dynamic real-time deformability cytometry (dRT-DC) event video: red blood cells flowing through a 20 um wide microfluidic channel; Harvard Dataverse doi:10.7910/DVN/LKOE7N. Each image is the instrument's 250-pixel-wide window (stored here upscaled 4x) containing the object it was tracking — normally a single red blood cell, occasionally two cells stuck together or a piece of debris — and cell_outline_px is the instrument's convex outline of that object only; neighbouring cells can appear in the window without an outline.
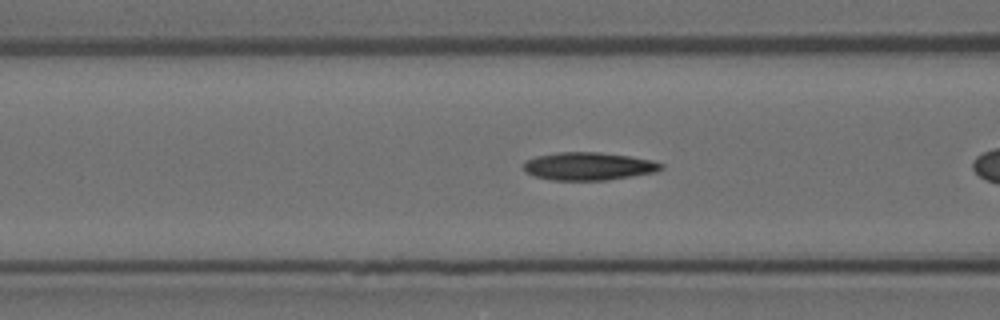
{"species": "Egyptian fruit bat (a non-hibernating species)", "species_latin": "Rousettus aegyptiacus", "temperature_condition": "room temperature", "stored_images_in_passage": 38, "camera_frame_rate_fps": 3000, "um_per_image_px": 0.085, "animal": {"sex": "female"}, "frame": {"image": 1, "passage_image": 7, "time_ms": 2.0, "image_size_px": [1000, 320], "cell_outline_px": [[664, 168], [656, 172], [608, 180], [552, 180], [536, 176], [524, 172], [524, 160], [536, 156], [556, 152], [600, 152], [628, 156], [652, 160], [664, 164]], "centroid_in_image_um": [50.03, 14.13], "position_along_channel_um": 116.6, "area_um2": 22.48}}